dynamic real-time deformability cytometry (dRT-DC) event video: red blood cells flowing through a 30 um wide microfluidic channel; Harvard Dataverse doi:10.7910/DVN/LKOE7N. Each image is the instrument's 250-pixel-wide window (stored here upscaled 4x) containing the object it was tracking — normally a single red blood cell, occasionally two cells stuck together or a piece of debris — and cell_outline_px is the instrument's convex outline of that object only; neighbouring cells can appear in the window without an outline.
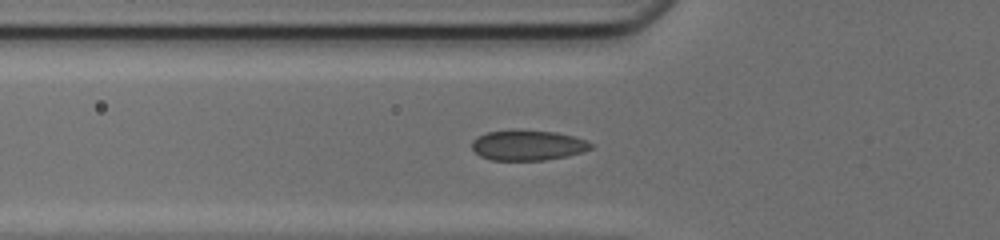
{"species": "common noctule bat (a hibernating species)", "species_latin": "Nyctalus noctula", "temperature_condition": "cold", "stored_images_in_passage": 45, "camera_frame_rate_fps": 3000, "um_per_image_px": 0.085, "animal": {"sex": "female", "body_mass_g": 17.0, "forearm_length_mm": 48.0}, "frame": {"image": 1, "passage_image": 18, "time_ms": 5.667, "image_size_px": [1000, 240], "cell_outline_px": [[596, 144], [592, 148], [568, 156], [544, 160], [492, 160], [480, 156], [472, 148], [472, 140], [488, 132], [520, 128], [556, 132], [588, 140]], "centroid_in_image_um": [44.9, 12.32], "position_along_channel_um": 80.9, "area_um2": 21.33}}
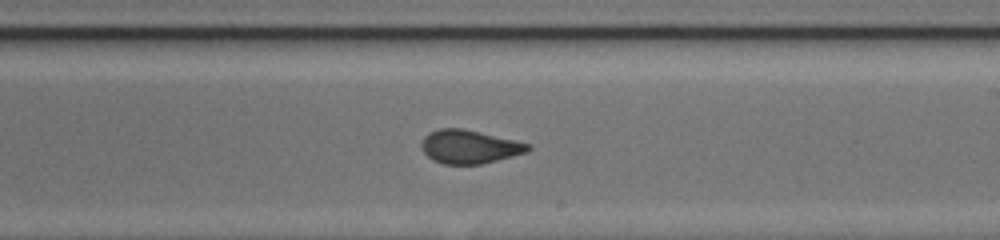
{"frame": {"image": 2, "passage_image": 30, "time_ms": 9.667, "image_size_px": [1000, 240], "cell_outline_px": [[532, 148], [528, 152], [480, 164], [444, 164], [432, 160], [424, 152], [420, 144], [424, 136], [428, 132], [440, 128], [460, 128], [512, 140], [528, 144]], "centroid_in_image_um": [39.84, 12.48], "position_along_channel_um": 249.2, "area_um2": 20.46}}
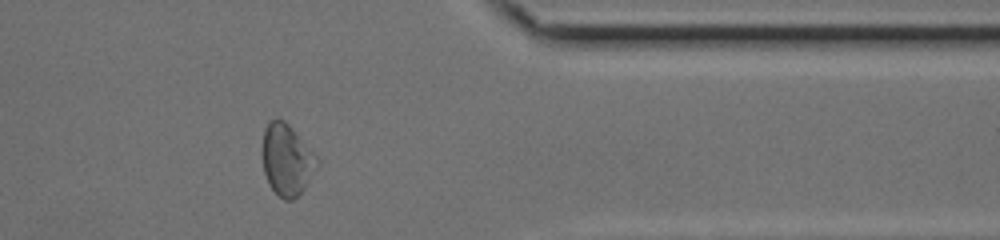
{"frame": {"image": 3, "passage_image": 41, "time_ms": 13.333, "image_size_px": [1000, 240], "cell_outline_px": [[320, 164], [304, 188], [292, 200], [284, 200], [268, 184], [264, 172], [260, 152], [264, 128], [276, 116], [284, 120], [292, 128], [316, 156]], "centroid_in_image_um": [24.34, 13.56], "position_along_channel_um": 387.1, "area_um2": 22.89}}